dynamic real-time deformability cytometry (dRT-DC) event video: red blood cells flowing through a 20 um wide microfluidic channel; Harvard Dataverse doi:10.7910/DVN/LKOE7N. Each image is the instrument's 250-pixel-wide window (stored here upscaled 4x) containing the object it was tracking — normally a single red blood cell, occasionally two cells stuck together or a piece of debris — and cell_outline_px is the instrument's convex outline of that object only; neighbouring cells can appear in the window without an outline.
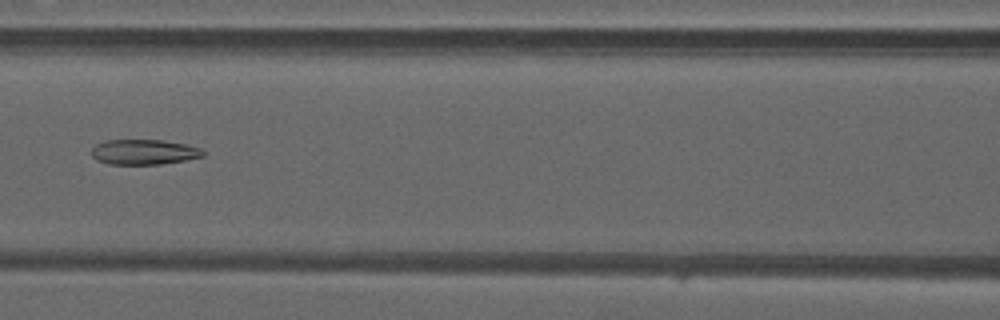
{"species": "common noctule bat (a hibernating species)", "species_latin": "Nyctalus noctula", "temperature_condition": "warm", "stored_images_in_passage": 35, "camera_frame_rate_fps": 3000, "um_per_image_px": 0.085, "animal": {"sex": "male", "forearm_length_mm": 52.5}, "frame": {"image": 1, "passage_image": 8, "time_ms": 2.333, "image_size_px": [1000, 320], "cell_outline_px": [[204, 156], [184, 160], [160, 164], [108, 164], [96, 160], [92, 156], [92, 148], [96, 144], [104, 140], [160, 140], [184, 144], [200, 148], [204, 152]], "centroid_in_image_um": [12.19, 12.92], "position_along_channel_um": 154.4, "area_um2": 16.24}}
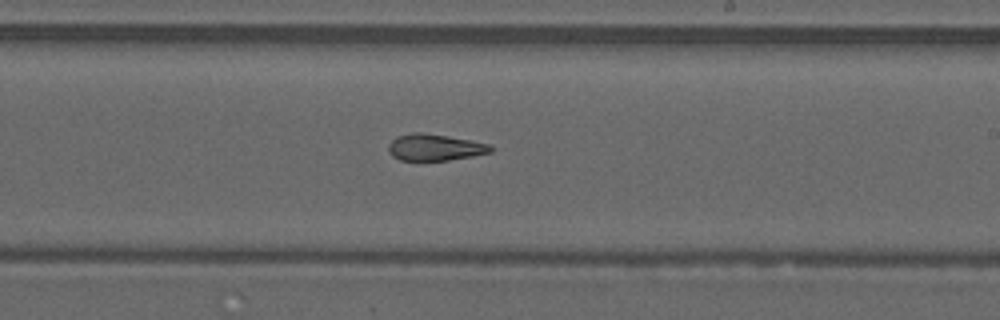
{"frame": {"image": 2, "passage_image": 15, "time_ms": 4.667, "image_size_px": [1000, 320], "cell_outline_px": [[492, 152], [472, 156], [448, 160], [400, 160], [392, 156], [388, 152], [388, 144], [396, 136], [412, 132], [420, 132], [448, 136], [488, 144], [492, 148]], "centroid_in_image_um": [36.9, 12.52], "position_along_channel_um": 252.1, "area_um2": 15.72}}
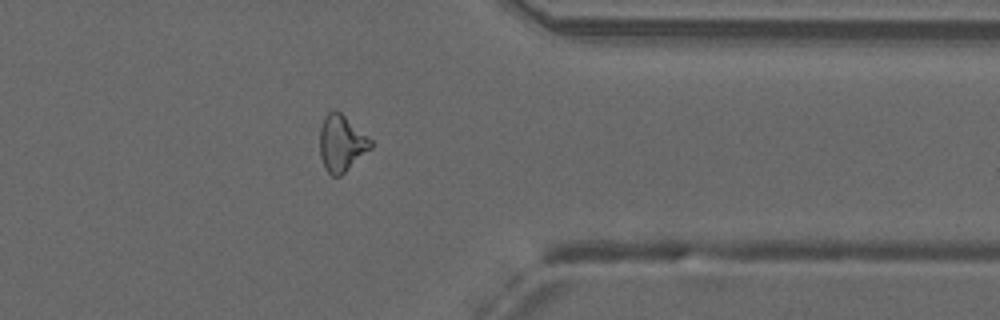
{"frame": {"image": 3, "passage_image": 25, "time_ms": 8.0, "image_size_px": [1000, 320], "cell_outline_px": [[372, 148], [340, 176], [332, 176], [328, 172], [320, 156], [320, 128], [324, 116], [332, 108], [336, 108], [372, 140]], "centroid_in_image_um": [29.02, 12.14], "position_along_channel_um": 382.4, "area_um2": 16.76}, "authors_computed_cell_mechanics": {"area_um2": 16.7042, "velocity_mm_per_s": 4.1993, "shape_relaxation_time_tau1_ms": null, "shape_relaxation_time_tau2_ms": 3.332, "deformation_change_tau1": null, "deformation_change_tau2": 0.1297}}